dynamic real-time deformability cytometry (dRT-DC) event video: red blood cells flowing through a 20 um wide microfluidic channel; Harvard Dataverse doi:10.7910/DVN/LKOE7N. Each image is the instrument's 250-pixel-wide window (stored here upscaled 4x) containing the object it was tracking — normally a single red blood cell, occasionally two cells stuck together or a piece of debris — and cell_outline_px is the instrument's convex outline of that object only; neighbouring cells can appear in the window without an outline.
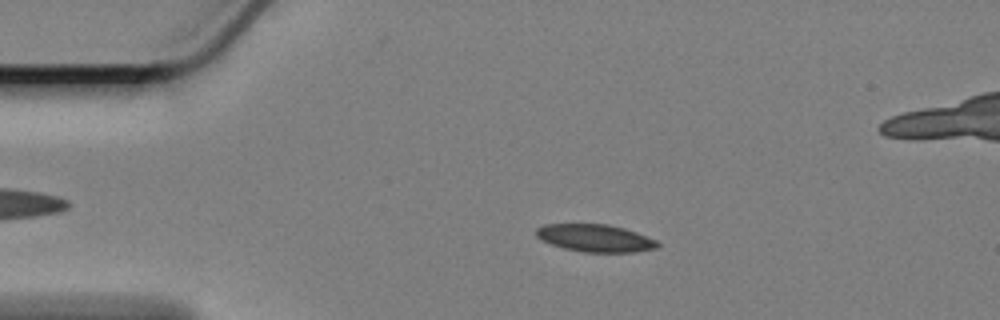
{"species": "Egyptian fruit bat (a non-hibernating species)", "species_latin": "Rousettus aegyptiacus", "temperature_condition": "cold", "stored_images_in_passage": 59, "camera_frame_rate_fps": 3000, "um_per_image_px": 0.085, "animal": {"sex": "female"}, "frame": {"image": 1, "passage_image": 11, "time_ms": 3.333, "image_size_px": [1000, 320], "cell_outline_px": [[660, 244], [656, 248], [632, 252], [584, 252], [564, 248], [540, 240], [536, 236], [536, 228], [544, 224], [608, 224], [624, 228], [636, 232], [656, 240]], "centroid_in_image_um": [50.57, 20.23], "position_along_channel_um": 34.4, "area_um2": 19.36}}
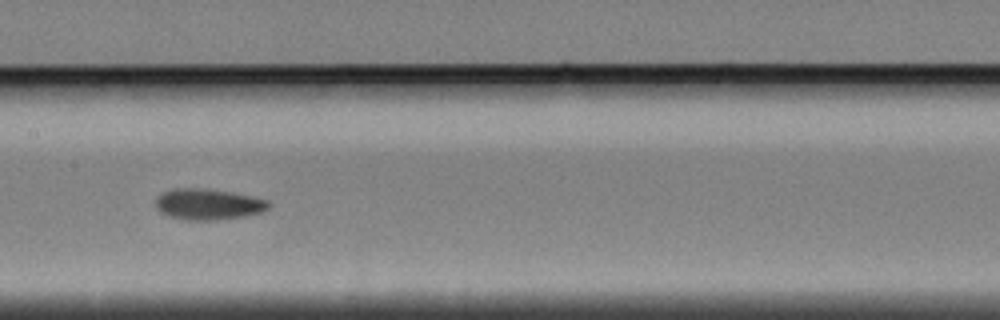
{"frame": {"image": 2, "passage_image": 28, "time_ms": 9.0, "image_size_px": [1000, 320], "cell_outline_px": [[272, 204], [268, 208], [260, 212], [244, 216], [208, 220], [184, 220], [168, 216], [160, 212], [156, 208], [156, 196], [160, 192], [172, 188], [208, 188], [232, 192], [252, 196], [268, 200]], "centroid_in_image_um": [17.65, 17.34], "position_along_channel_um": 189.8, "area_um2": 20.63}}
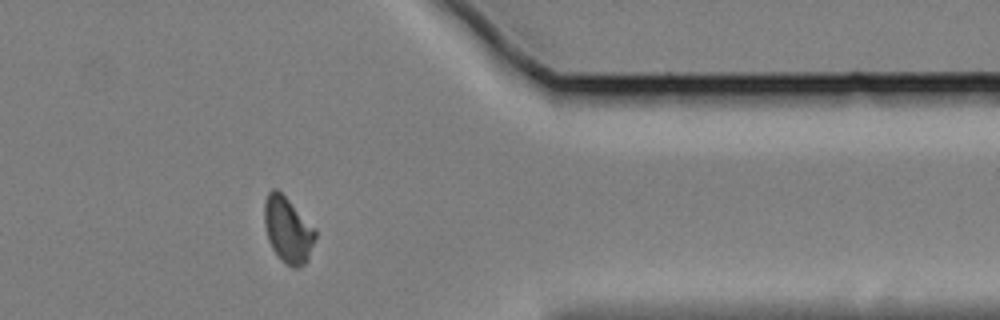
{"frame": {"image": 3, "passage_image": 47, "time_ms": 15.333, "image_size_px": [1000, 320], "cell_outline_px": [[316, 236], [308, 260], [304, 264], [296, 268], [292, 268], [284, 264], [280, 260], [272, 248], [268, 240], [264, 224], [264, 200], [268, 192], [272, 188], [276, 188], [316, 228]], "centroid_in_image_um": [24.46, 19.56], "position_along_channel_um": 386.9, "area_um2": 19.71}, "authors_computed_cell_mechanics": {"area_um2": 19.7676, "velocity_mm_per_s": 3.3693, "shape_relaxation_time_tau1_ms": 4.3673, "shape_relaxation_time_tau2_ms": 3.0019, "deformation_change_tau1": 0.1253, "deformation_change_tau2": 0.0776}}